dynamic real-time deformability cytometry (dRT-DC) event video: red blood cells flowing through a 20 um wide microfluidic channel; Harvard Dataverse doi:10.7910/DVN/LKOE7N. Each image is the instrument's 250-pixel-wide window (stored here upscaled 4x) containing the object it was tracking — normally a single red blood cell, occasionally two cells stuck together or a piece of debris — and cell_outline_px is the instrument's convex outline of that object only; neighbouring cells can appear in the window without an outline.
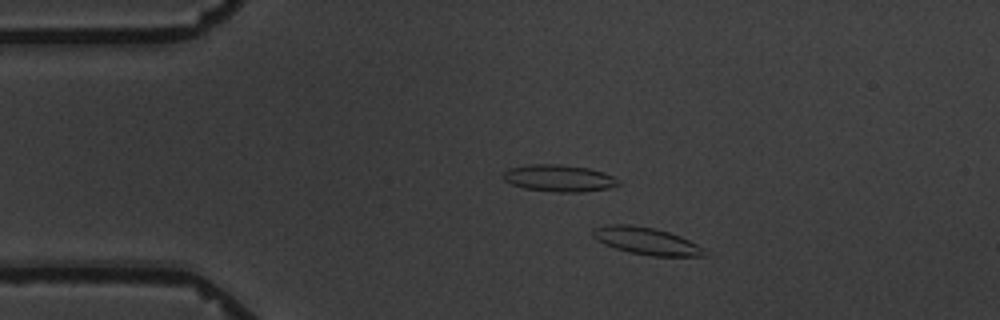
{"species": "common noctule bat (a hibernating species)", "species_latin": "Nyctalus noctula", "temperature_condition": "warm", "stored_images_in_passage": 6, "camera_frame_rate_fps": 3000, "um_per_image_px": 0.085, "animal": {"sex": "male", "body_mass_g": 19.5, "forearm_length_mm": 54.6}, "frame": {"image": 1, "passage_image": 3, "time_ms": 2.333, "image_size_px": [1000, 320], "cell_outline_px": [[708, 256], [652, 256], [632, 252], [616, 248], [604, 244], [596, 240], [592, 236], [592, 228], [608, 224], [632, 224], [652, 228], [668, 232], [680, 236], [704, 248]], "centroid_in_image_um": [54.92, 20.47], "position_along_channel_um": 30.1, "area_um2": 17.63}}
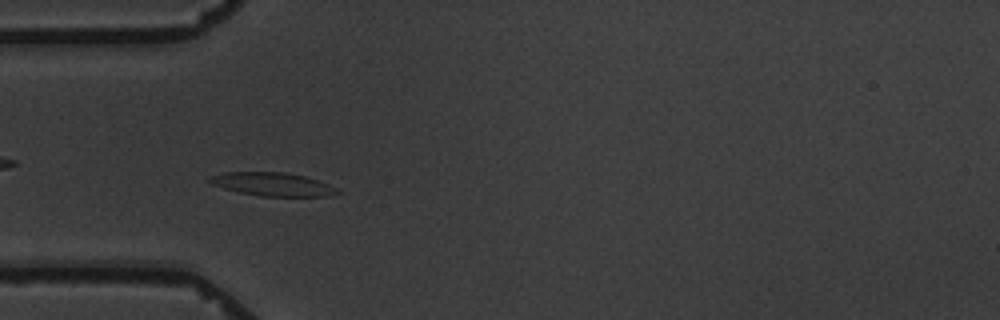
{"frame": {"image": 2, "passage_image": 5, "time_ms": 4.667, "image_size_px": [1000, 320], "cell_outline_px": [[340, 192], [328, 196], [260, 196], [240, 192], [224, 188], [212, 184], [208, 180], [208, 176], [224, 172], [284, 172], [304, 176], [328, 184], [336, 188]], "centroid_in_image_um": [23.13, 15.65], "position_along_channel_um": 61.9, "area_um2": 17.22}}
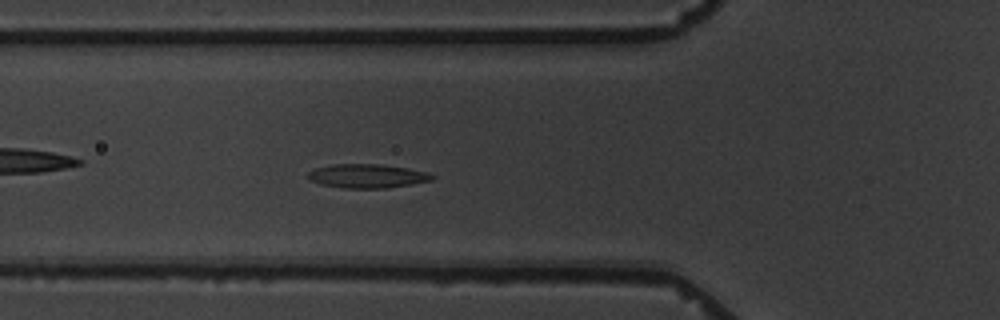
{"frame": {"image": 3, "passage_image": 6, "time_ms": 5.667, "image_size_px": [1000, 320], "cell_outline_px": [[436, 176], [432, 180], [412, 184], [388, 188], [344, 188], [320, 184], [308, 180], [308, 172], [316, 168], [332, 164], [380, 164], [408, 168], [428, 172]], "centroid_in_image_um": [31.22, 14.96], "position_along_channel_um": 94.6, "area_um2": 17.4}}